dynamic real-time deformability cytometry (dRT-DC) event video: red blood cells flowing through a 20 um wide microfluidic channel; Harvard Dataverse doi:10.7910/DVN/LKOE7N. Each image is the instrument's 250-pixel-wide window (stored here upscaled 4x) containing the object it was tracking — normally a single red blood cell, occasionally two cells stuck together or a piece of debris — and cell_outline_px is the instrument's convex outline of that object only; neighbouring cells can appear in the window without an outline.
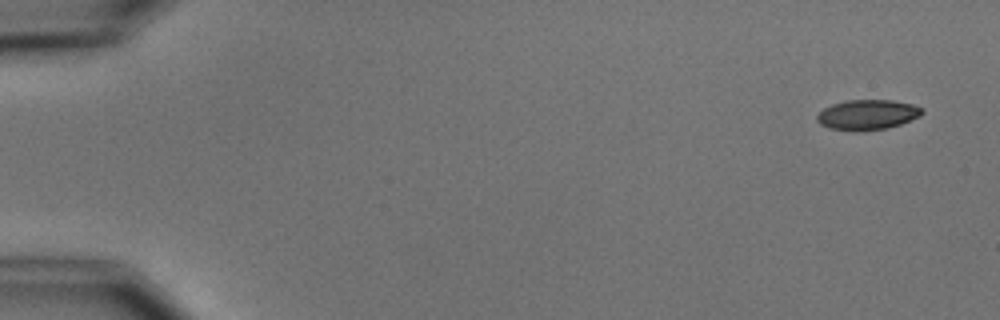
{"species": "common noctule bat (a hibernating species)", "species_latin": "Nyctalus noctula", "temperature_condition": "cold", "stored_images_in_passage": 5, "camera_frame_rate_fps": 3000, "um_per_image_px": 0.085, "animal": {"sex": "male", "body_mass_g": 15.6}, "frame": {"image": 1, "passage_image": 1, "time_ms": 0.0, "image_size_px": [1000, 320], "cell_outline_px": [[924, 112], [920, 116], [900, 124], [888, 128], [852, 132], [828, 128], [820, 124], [816, 120], [816, 116], [824, 108], [832, 104], [848, 100], [892, 100], [912, 104], [924, 108]], "centroid_in_image_um": [73.72, 9.76], "position_along_channel_um": 11.3, "area_um2": 18.61}}
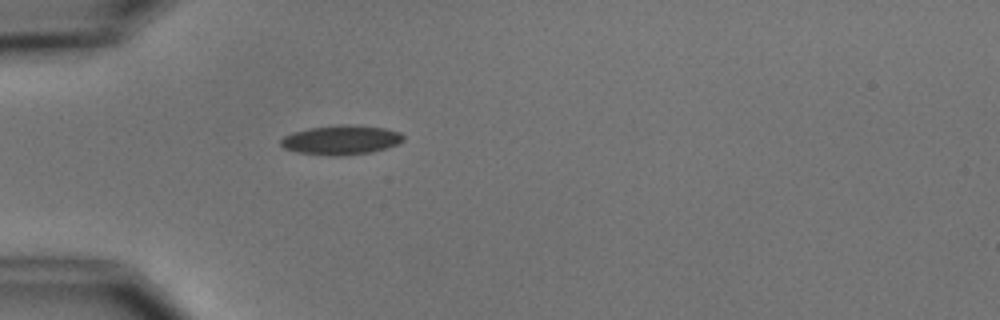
{"frame": {"image": 2, "passage_image": 5, "time_ms": 4.667, "image_size_px": [1000, 320], "cell_outline_px": [[404, 140], [396, 144], [384, 148], [368, 152], [340, 156], [332, 156], [296, 152], [284, 148], [280, 144], [280, 140], [284, 136], [292, 132], [312, 128], [344, 124], [348, 124], [384, 128], [400, 132], [404, 136]], "centroid_in_image_um": [28.97, 11.89], "position_along_channel_um": 56.0, "area_um2": 20.75}}